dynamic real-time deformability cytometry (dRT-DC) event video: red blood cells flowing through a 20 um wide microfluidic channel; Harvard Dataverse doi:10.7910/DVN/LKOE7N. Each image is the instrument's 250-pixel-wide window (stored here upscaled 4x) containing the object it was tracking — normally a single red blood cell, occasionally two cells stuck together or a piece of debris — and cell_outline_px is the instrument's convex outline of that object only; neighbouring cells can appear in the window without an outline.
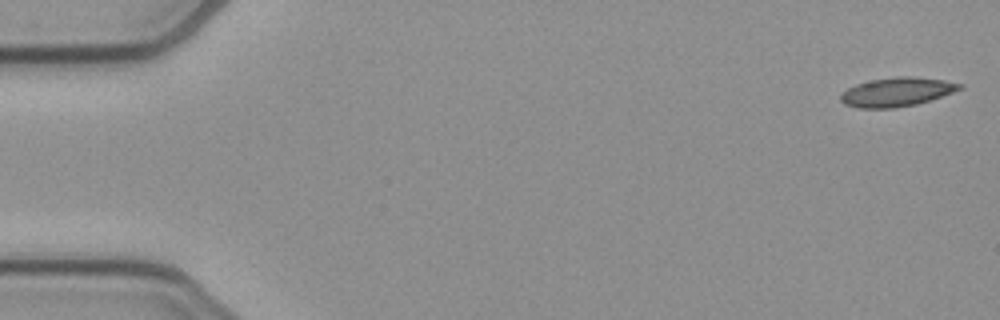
{"species": "common noctule bat (a hibernating species)", "species_latin": "Nyctalus noctula", "temperature_condition": "cold", "stored_images_in_passage": 9, "camera_frame_rate_fps": 3000, "um_per_image_px": 0.085, "animal": {"sex": "female", "body_mass_g": 21.9}, "frame": {"image": 1, "passage_image": 1, "time_ms": 0.0, "image_size_px": [1000, 320], "cell_outline_px": [[964, 88], [916, 104], [896, 108], [856, 108], [844, 104], [840, 100], [840, 92], [856, 84], [872, 80], [896, 76], [912, 76], [944, 80], [964, 84]], "centroid_in_image_um": [76.19, 7.81], "position_along_channel_um": 8.8, "area_um2": 20.11}}